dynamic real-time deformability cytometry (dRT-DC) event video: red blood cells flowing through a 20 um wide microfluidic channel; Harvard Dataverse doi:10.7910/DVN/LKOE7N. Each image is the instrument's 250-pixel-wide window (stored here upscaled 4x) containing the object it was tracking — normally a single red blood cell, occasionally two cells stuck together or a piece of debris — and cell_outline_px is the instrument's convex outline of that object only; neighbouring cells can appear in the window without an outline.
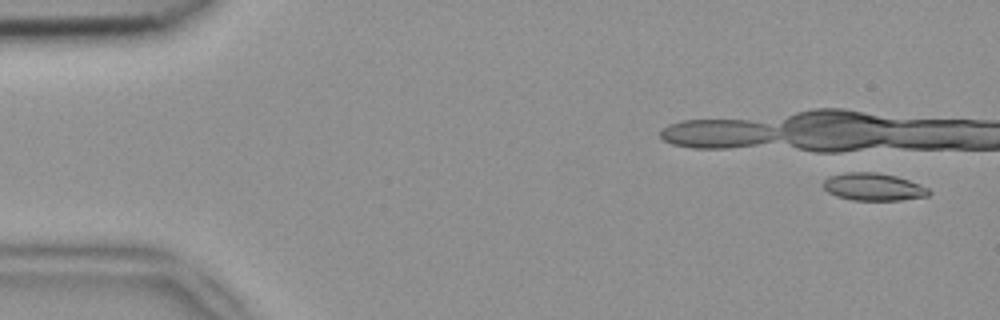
{"species": "common noctule bat (a hibernating species)", "species_latin": "Nyctalus noctula", "temperature_condition": "room temperature", "stored_images_in_passage": 18, "camera_frame_rate_fps": 3000, "um_per_image_px": 0.085, "animal": {"sex": "female", "body_mass_g": 18.4}, "frame": {"image": 1, "passage_image": 3, "time_ms": 0.667, "image_size_px": [1000, 320], "cell_outline_px": [[932, 192], [928, 196], [900, 200], [852, 200], [836, 196], [828, 192], [820, 184], [828, 176], [848, 172], [876, 172], [896, 176], [920, 184], [928, 188]], "centroid_in_image_um": [74.22, 15.88], "position_along_channel_um": 10.8, "area_um2": 17.05}}